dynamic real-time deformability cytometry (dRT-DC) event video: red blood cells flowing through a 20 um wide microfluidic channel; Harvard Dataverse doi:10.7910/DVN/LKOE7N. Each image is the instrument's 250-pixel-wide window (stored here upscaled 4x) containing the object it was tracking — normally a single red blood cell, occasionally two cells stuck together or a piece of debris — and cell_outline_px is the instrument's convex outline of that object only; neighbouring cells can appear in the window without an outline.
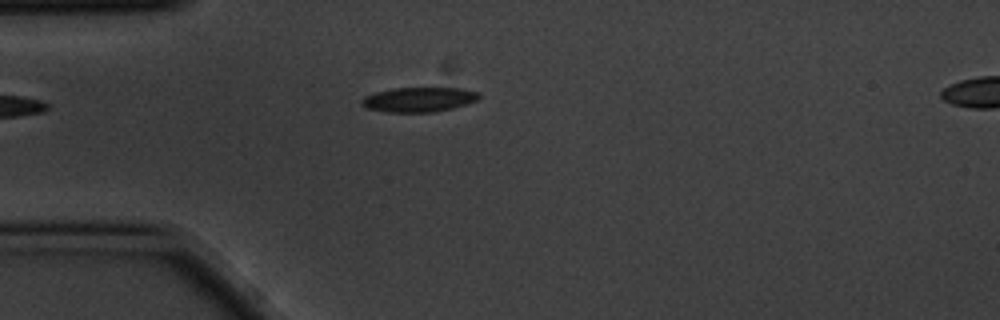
{"species": "common noctule bat (a hibernating species)", "species_latin": "Nyctalus noctula", "temperature_condition": "cold", "stored_images_in_passage": 3, "camera_frame_rate_fps": 3000, "um_per_image_px": 0.085, "animal": {"sex": "male", "body_mass_g": 20.1, "forearm_length_mm": 53.5}, "frame": {"image": 1, "passage_image": 3, "time_ms": 0.667, "image_size_px": [1000, 320], "cell_outline_px": [[480, 96], [476, 100], [452, 108], [432, 112], [388, 112], [368, 108], [360, 104], [360, 100], [364, 96], [376, 92], [392, 88], [460, 88], [480, 92]], "centroid_in_image_um": [35.57, 8.45], "position_along_channel_um": 49.4, "area_um2": 16.76}}